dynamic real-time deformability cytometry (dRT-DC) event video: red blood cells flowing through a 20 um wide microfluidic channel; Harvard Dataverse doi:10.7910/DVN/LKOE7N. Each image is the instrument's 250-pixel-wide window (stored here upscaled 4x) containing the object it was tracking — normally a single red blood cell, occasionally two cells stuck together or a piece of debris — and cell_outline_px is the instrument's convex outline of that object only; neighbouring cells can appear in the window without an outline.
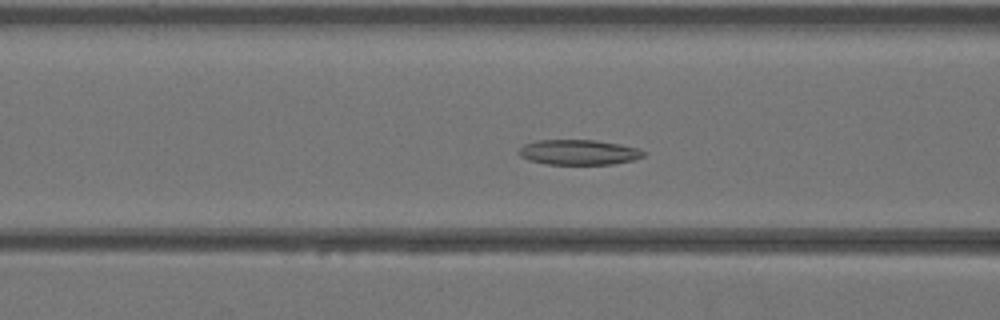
{"species": "Egyptian fruit bat (a non-hibernating species)", "species_latin": "Rousettus aegyptiacus", "temperature_condition": "warm", "stored_images_in_passage": 43, "camera_frame_rate_fps": 3000, "um_per_image_px": 0.085, "animal": {"sex": "female"}, "frame": {"image": 1, "passage_image": 17, "time_ms": 5.333, "image_size_px": [1000, 320], "cell_outline_px": [[648, 152], [644, 156], [632, 160], [612, 164], [544, 164], [528, 160], [520, 156], [516, 152], [524, 144], [536, 140], [596, 140], [620, 144], [636, 148]], "centroid_in_image_um": [49.16, 12.94], "position_along_channel_um": 117.4, "area_um2": 18.38}}
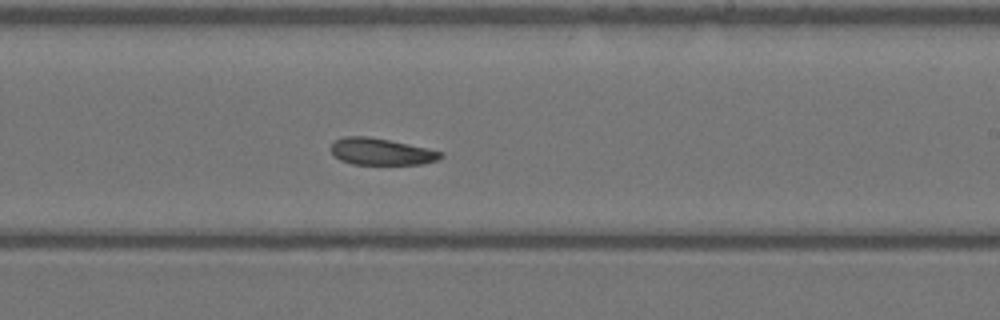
{"frame": {"image": 2, "passage_image": 26, "time_ms": 8.333, "image_size_px": [1000, 320], "cell_outline_px": [[444, 156], [436, 160], [420, 164], [352, 164], [340, 160], [328, 148], [332, 140], [344, 136], [368, 136], [428, 148], [440, 152]], "centroid_in_image_um": [32.32, 12.88], "position_along_channel_um": 256.7, "area_um2": 17.11}}
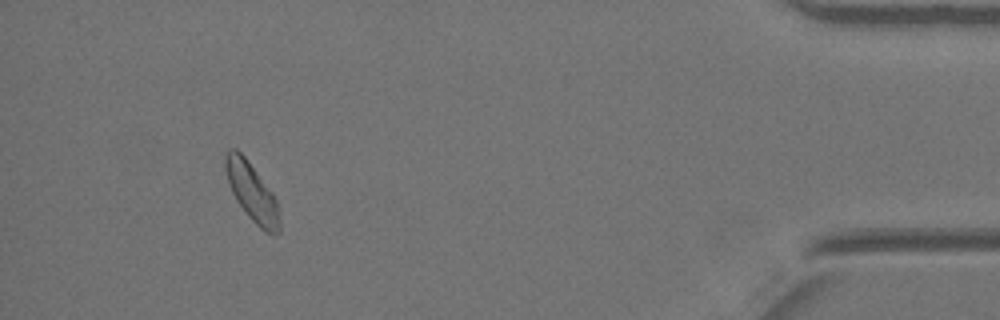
{"frame": {"image": 3, "passage_image": 40, "time_ms": 13.0, "image_size_px": [1000, 320], "cell_outline_px": [[280, 232], [272, 236], [264, 232], [248, 216], [236, 200], [232, 192], [224, 168], [224, 156], [228, 148], [236, 148], [244, 156], [272, 192], [280, 208]], "centroid_in_image_um": [21.43, 16.36], "position_along_channel_um": 413.8, "area_um2": 18.55}}